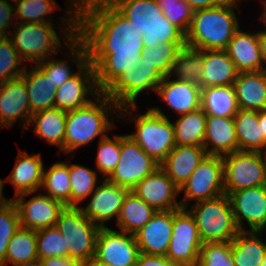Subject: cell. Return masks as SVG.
Masks as SVG:
<instances>
[{
    "instance_id": "6da1fadb",
    "label": "cell",
    "mask_w": 266,
    "mask_h": 266,
    "mask_svg": "<svg viewBox=\"0 0 266 266\" xmlns=\"http://www.w3.org/2000/svg\"><path fill=\"white\" fill-rule=\"evenodd\" d=\"M78 35L87 43L100 92L137 67L144 49L140 31L108 0H80Z\"/></svg>"
},
{
    "instance_id": "7a4b0ae2",
    "label": "cell",
    "mask_w": 266,
    "mask_h": 266,
    "mask_svg": "<svg viewBox=\"0 0 266 266\" xmlns=\"http://www.w3.org/2000/svg\"><path fill=\"white\" fill-rule=\"evenodd\" d=\"M65 5L66 13L57 28L54 23L16 22L8 38L24 62L35 65L58 55L78 35L80 0H66Z\"/></svg>"
},
{
    "instance_id": "3957f363",
    "label": "cell",
    "mask_w": 266,
    "mask_h": 266,
    "mask_svg": "<svg viewBox=\"0 0 266 266\" xmlns=\"http://www.w3.org/2000/svg\"><path fill=\"white\" fill-rule=\"evenodd\" d=\"M119 111L120 107L103 92L88 105L68 111L63 152L74 155L77 149L91 145L95 138L107 136V131L117 128L114 120L119 118Z\"/></svg>"
},
{
    "instance_id": "277c9868",
    "label": "cell",
    "mask_w": 266,
    "mask_h": 266,
    "mask_svg": "<svg viewBox=\"0 0 266 266\" xmlns=\"http://www.w3.org/2000/svg\"><path fill=\"white\" fill-rule=\"evenodd\" d=\"M137 110V104L120 107L118 121L135 122V132L127 135L160 165L176 146L173 123L159 106H150L142 114Z\"/></svg>"
},
{
    "instance_id": "5b68a950",
    "label": "cell",
    "mask_w": 266,
    "mask_h": 266,
    "mask_svg": "<svg viewBox=\"0 0 266 266\" xmlns=\"http://www.w3.org/2000/svg\"><path fill=\"white\" fill-rule=\"evenodd\" d=\"M238 5L240 3L195 10L185 35L186 46L197 50H225L240 28L235 13L240 11Z\"/></svg>"
},
{
    "instance_id": "8992f818",
    "label": "cell",
    "mask_w": 266,
    "mask_h": 266,
    "mask_svg": "<svg viewBox=\"0 0 266 266\" xmlns=\"http://www.w3.org/2000/svg\"><path fill=\"white\" fill-rule=\"evenodd\" d=\"M186 209L195 220L202 243L231 242L240 232L226 194L196 202Z\"/></svg>"
},
{
    "instance_id": "52a82bcc",
    "label": "cell",
    "mask_w": 266,
    "mask_h": 266,
    "mask_svg": "<svg viewBox=\"0 0 266 266\" xmlns=\"http://www.w3.org/2000/svg\"><path fill=\"white\" fill-rule=\"evenodd\" d=\"M55 226L65 238L68 257L89 263L94 259L100 227L87 218L79 207H67L60 212Z\"/></svg>"
},
{
    "instance_id": "ba28073f",
    "label": "cell",
    "mask_w": 266,
    "mask_h": 266,
    "mask_svg": "<svg viewBox=\"0 0 266 266\" xmlns=\"http://www.w3.org/2000/svg\"><path fill=\"white\" fill-rule=\"evenodd\" d=\"M224 194L266 185V162L262 152L234 151L222 156Z\"/></svg>"
},
{
    "instance_id": "9c48e42d",
    "label": "cell",
    "mask_w": 266,
    "mask_h": 266,
    "mask_svg": "<svg viewBox=\"0 0 266 266\" xmlns=\"http://www.w3.org/2000/svg\"><path fill=\"white\" fill-rule=\"evenodd\" d=\"M164 76L142 58L137 67L125 70L103 93L119 107L136 105L146 91L156 92Z\"/></svg>"
},
{
    "instance_id": "30bf717a",
    "label": "cell",
    "mask_w": 266,
    "mask_h": 266,
    "mask_svg": "<svg viewBox=\"0 0 266 266\" xmlns=\"http://www.w3.org/2000/svg\"><path fill=\"white\" fill-rule=\"evenodd\" d=\"M181 194V208L224 194L222 157L207 155L179 188Z\"/></svg>"
},
{
    "instance_id": "8fae6325",
    "label": "cell",
    "mask_w": 266,
    "mask_h": 266,
    "mask_svg": "<svg viewBox=\"0 0 266 266\" xmlns=\"http://www.w3.org/2000/svg\"><path fill=\"white\" fill-rule=\"evenodd\" d=\"M202 241L186 208L173 210V228L166 257L178 266H196Z\"/></svg>"
},
{
    "instance_id": "7c38bea8",
    "label": "cell",
    "mask_w": 266,
    "mask_h": 266,
    "mask_svg": "<svg viewBox=\"0 0 266 266\" xmlns=\"http://www.w3.org/2000/svg\"><path fill=\"white\" fill-rule=\"evenodd\" d=\"M160 165L127 134L121 135L120 159L107 180L130 191Z\"/></svg>"
},
{
    "instance_id": "4fadbf2b",
    "label": "cell",
    "mask_w": 266,
    "mask_h": 266,
    "mask_svg": "<svg viewBox=\"0 0 266 266\" xmlns=\"http://www.w3.org/2000/svg\"><path fill=\"white\" fill-rule=\"evenodd\" d=\"M140 254L134 234L114 228H100L94 261L107 266H135Z\"/></svg>"
},
{
    "instance_id": "5bb4252c",
    "label": "cell",
    "mask_w": 266,
    "mask_h": 266,
    "mask_svg": "<svg viewBox=\"0 0 266 266\" xmlns=\"http://www.w3.org/2000/svg\"><path fill=\"white\" fill-rule=\"evenodd\" d=\"M228 197L240 231L261 232L266 227V185L241 189Z\"/></svg>"
},
{
    "instance_id": "9a60e30c",
    "label": "cell",
    "mask_w": 266,
    "mask_h": 266,
    "mask_svg": "<svg viewBox=\"0 0 266 266\" xmlns=\"http://www.w3.org/2000/svg\"><path fill=\"white\" fill-rule=\"evenodd\" d=\"M101 92L96 85L95 68L88 60L55 94V108L73 111L88 105Z\"/></svg>"
},
{
    "instance_id": "2e32d148",
    "label": "cell",
    "mask_w": 266,
    "mask_h": 266,
    "mask_svg": "<svg viewBox=\"0 0 266 266\" xmlns=\"http://www.w3.org/2000/svg\"><path fill=\"white\" fill-rule=\"evenodd\" d=\"M35 193L37 194L38 191L11 198L17 206L20 226L35 231L55 226L58 216L65 206L44 193H39V195H35ZM28 195H33V197L27 200L25 197Z\"/></svg>"
},
{
    "instance_id": "e0dca14e",
    "label": "cell",
    "mask_w": 266,
    "mask_h": 266,
    "mask_svg": "<svg viewBox=\"0 0 266 266\" xmlns=\"http://www.w3.org/2000/svg\"><path fill=\"white\" fill-rule=\"evenodd\" d=\"M102 184V185H101ZM101 184L89 196L87 205L79 206L82 213L100 228H106L108 221L118 219L124 198L130 191L128 188L115 185L107 179L101 180ZM113 219V220H111Z\"/></svg>"
},
{
    "instance_id": "ac0fdd59",
    "label": "cell",
    "mask_w": 266,
    "mask_h": 266,
    "mask_svg": "<svg viewBox=\"0 0 266 266\" xmlns=\"http://www.w3.org/2000/svg\"><path fill=\"white\" fill-rule=\"evenodd\" d=\"M31 115L24 79L19 77L0 83V129L11 128L19 120L25 133Z\"/></svg>"
},
{
    "instance_id": "d6986e66",
    "label": "cell",
    "mask_w": 266,
    "mask_h": 266,
    "mask_svg": "<svg viewBox=\"0 0 266 266\" xmlns=\"http://www.w3.org/2000/svg\"><path fill=\"white\" fill-rule=\"evenodd\" d=\"M132 192L156 211L181 208L180 201L177 200L180 196L179 187L160 167L141 180Z\"/></svg>"
},
{
    "instance_id": "ffe728a7",
    "label": "cell",
    "mask_w": 266,
    "mask_h": 266,
    "mask_svg": "<svg viewBox=\"0 0 266 266\" xmlns=\"http://www.w3.org/2000/svg\"><path fill=\"white\" fill-rule=\"evenodd\" d=\"M172 228L173 210L156 211L150 221L134 233L140 253L166 256Z\"/></svg>"
},
{
    "instance_id": "44dd1931",
    "label": "cell",
    "mask_w": 266,
    "mask_h": 266,
    "mask_svg": "<svg viewBox=\"0 0 266 266\" xmlns=\"http://www.w3.org/2000/svg\"><path fill=\"white\" fill-rule=\"evenodd\" d=\"M155 94L159 95L162 102L178 114L177 116L200 108L201 87L193 83L178 81L169 75L163 78Z\"/></svg>"
},
{
    "instance_id": "7402d4cb",
    "label": "cell",
    "mask_w": 266,
    "mask_h": 266,
    "mask_svg": "<svg viewBox=\"0 0 266 266\" xmlns=\"http://www.w3.org/2000/svg\"><path fill=\"white\" fill-rule=\"evenodd\" d=\"M66 59H55L49 57L44 61L35 64L46 76L50 78L53 84L58 88L62 86L67 80H69L76 72L71 68L73 65L70 62H74L77 67L80 68L84 65L88 59V47L87 43L77 35L69 44L65 47ZM70 60V62H69ZM74 70V71H73Z\"/></svg>"
},
{
    "instance_id": "603a6c76",
    "label": "cell",
    "mask_w": 266,
    "mask_h": 266,
    "mask_svg": "<svg viewBox=\"0 0 266 266\" xmlns=\"http://www.w3.org/2000/svg\"><path fill=\"white\" fill-rule=\"evenodd\" d=\"M225 51L239 73L266 70L260 53L258 31L246 32L239 28Z\"/></svg>"
},
{
    "instance_id": "cb8c5ba5",
    "label": "cell",
    "mask_w": 266,
    "mask_h": 266,
    "mask_svg": "<svg viewBox=\"0 0 266 266\" xmlns=\"http://www.w3.org/2000/svg\"><path fill=\"white\" fill-rule=\"evenodd\" d=\"M14 168L4 180L15 188V197L24 193L39 192L42 184L44 163L41 154H29L19 150Z\"/></svg>"
},
{
    "instance_id": "d4e9b609",
    "label": "cell",
    "mask_w": 266,
    "mask_h": 266,
    "mask_svg": "<svg viewBox=\"0 0 266 266\" xmlns=\"http://www.w3.org/2000/svg\"><path fill=\"white\" fill-rule=\"evenodd\" d=\"M207 155L204 147L176 145L160 168L180 188Z\"/></svg>"
},
{
    "instance_id": "484cf974",
    "label": "cell",
    "mask_w": 266,
    "mask_h": 266,
    "mask_svg": "<svg viewBox=\"0 0 266 266\" xmlns=\"http://www.w3.org/2000/svg\"><path fill=\"white\" fill-rule=\"evenodd\" d=\"M203 147L208 155L221 157L238 151L234 118L207 115Z\"/></svg>"
},
{
    "instance_id": "4316f807",
    "label": "cell",
    "mask_w": 266,
    "mask_h": 266,
    "mask_svg": "<svg viewBox=\"0 0 266 266\" xmlns=\"http://www.w3.org/2000/svg\"><path fill=\"white\" fill-rule=\"evenodd\" d=\"M233 85L239 109L266 110V70L240 72Z\"/></svg>"
},
{
    "instance_id": "83f0119b",
    "label": "cell",
    "mask_w": 266,
    "mask_h": 266,
    "mask_svg": "<svg viewBox=\"0 0 266 266\" xmlns=\"http://www.w3.org/2000/svg\"><path fill=\"white\" fill-rule=\"evenodd\" d=\"M238 73L225 50H203L201 88L233 85Z\"/></svg>"
},
{
    "instance_id": "f1b7e54d",
    "label": "cell",
    "mask_w": 266,
    "mask_h": 266,
    "mask_svg": "<svg viewBox=\"0 0 266 266\" xmlns=\"http://www.w3.org/2000/svg\"><path fill=\"white\" fill-rule=\"evenodd\" d=\"M66 118L67 112L55 107L38 111L31 115L28 128L33 129L34 135L48 145L57 146L63 152Z\"/></svg>"
},
{
    "instance_id": "f546056e",
    "label": "cell",
    "mask_w": 266,
    "mask_h": 266,
    "mask_svg": "<svg viewBox=\"0 0 266 266\" xmlns=\"http://www.w3.org/2000/svg\"><path fill=\"white\" fill-rule=\"evenodd\" d=\"M27 67L28 65L21 77L25 81L30 113L34 114L38 111L54 108L57 87L36 65H30L31 70L29 71Z\"/></svg>"
},
{
    "instance_id": "4dcf8cb0",
    "label": "cell",
    "mask_w": 266,
    "mask_h": 266,
    "mask_svg": "<svg viewBox=\"0 0 266 266\" xmlns=\"http://www.w3.org/2000/svg\"><path fill=\"white\" fill-rule=\"evenodd\" d=\"M144 37L163 15L156 0H108Z\"/></svg>"
},
{
    "instance_id": "1f68e13d",
    "label": "cell",
    "mask_w": 266,
    "mask_h": 266,
    "mask_svg": "<svg viewBox=\"0 0 266 266\" xmlns=\"http://www.w3.org/2000/svg\"><path fill=\"white\" fill-rule=\"evenodd\" d=\"M263 232L240 231L231 241L235 266H259L266 257V239Z\"/></svg>"
},
{
    "instance_id": "d6a6232c",
    "label": "cell",
    "mask_w": 266,
    "mask_h": 266,
    "mask_svg": "<svg viewBox=\"0 0 266 266\" xmlns=\"http://www.w3.org/2000/svg\"><path fill=\"white\" fill-rule=\"evenodd\" d=\"M200 108L206 115L234 117L240 110L234 85L201 88Z\"/></svg>"
},
{
    "instance_id": "836d02e7",
    "label": "cell",
    "mask_w": 266,
    "mask_h": 266,
    "mask_svg": "<svg viewBox=\"0 0 266 266\" xmlns=\"http://www.w3.org/2000/svg\"><path fill=\"white\" fill-rule=\"evenodd\" d=\"M234 118L239 151L263 152L266 141L258 123V112L239 110Z\"/></svg>"
},
{
    "instance_id": "e575fe53",
    "label": "cell",
    "mask_w": 266,
    "mask_h": 266,
    "mask_svg": "<svg viewBox=\"0 0 266 266\" xmlns=\"http://www.w3.org/2000/svg\"><path fill=\"white\" fill-rule=\"evenodd\" d=\"M156 210L148 205L143 199L132 191H129L124 198L116 227L119 231L134 234L146 225Z\"/></svg>"
},
{
    "instance_id": "d590c367",
    "label": "cell",
    "mask_w": 266,
    "mask_h": 266,
    "mask_svg": "<svg viewBox=\"0 0 266 266\" xmlns=\"http://www.w3.org/2000/svg\"><path fill=\"white\" fill-rule=\"evenodd\" d=\"M207 115L201 108L180 115L173 121L175 143L183 146H204Z\"/></svg>"
},
{
    "instance_id": "8d00e7d4",
    "label": "cell",
    "mask_w": 266,
    "mask_h": 266,
    "mask_svg": "<svg viewBox=\"0 0 266 266\" xmlns=\"http://www.w3.org/2000/svg\"><path fill=\"white\" fill-rule=\"evenodd\" d=\"M40 189L46 195L60 201L64 206L71 207V183L68 161L55 162L48 169L44 167Z\"/></svg>"
},
{
    "instance_id": "74e56055",
    "label": "cell",
    "mask_w": 266,
    "mask_h": 266,
    "mask_svg": "<svg viewBox=\"0 0 266 266\" xmlns=\"http://www.w3.org/2000/svg\"><path fill=\"white\" fill-rule=\"evenodd\" d=\"M36 244V231L19 226L8 243L4 266H21L38 260Z\"/></svg>"
},
{
    "instance_id": "f35d334b",
    "label": "cell",
    "mask_w": 266,
    "mask_h": 266,
    "mask_svg": "<svg viewBox=\"0 0 266 266\" xmlns=\"http://www.w3.org/2000/svg\"><path fill=\"white\" fill-rule=\"evenodd\" d=\"M202 70L203 50L185 46L177 53L169 76L201 87Z\"/></svg>"
},
{
    "instance_id": "ab89813d",
    "label": "cell",
    "mask_w": 266,
    "mask_h": 266,
    "mask_svg": "<svg viewBox=\"0 0 266 266\" xmlns=\"http://www.w3.org/2000/svg\"><path fill=\"white\" fill-rule=\"evenodd\" d=\"M69 156L71 207H79L82 205L83 200L88 198L95 191L98 183L101 182L103 178L99 179V175L95 170L78 163H71V158H73V155Z\"/></svg>"
},
{
    "instance_id": "60d3db41",
    "label": "cell",
    "mask_w": 266,
    "mask_h": 266,
    "mask_svg": "<svg viewBox=\"0 0 266 266\" xmlns=\"http://www.w3.org/2000/svg\"><path fill=\"white\" fill-rule=\"evenodd\" d=\"M59 8L61 6L56 0H21L14 4L15 18L19 23H54L53 12Z\"/></svg>"
},
{
    "instance_id": "b9f144b4",
    "label": "cell",
    "mask_w": 266,
    "mask_h": 266,
    "mask_svg": "<svg viewBox=\"0 0 266 266\" xmlns=\"http://www.w3.org/2000/svg\"><path fill=\"white\" fill-rule=\"evenodd\" d=\"M185 46L186 42L158 43L155 47L144 48L141 58L166 77L171 72L177 53Z\"/></svg>"
},
{
    "instance_id": "7bdbcfd3",
    "label": "cell",
    "mask_w": 266,
    "mask_h": 266,
    "mask_svg": "<svg viewBox=\"0 0 266 266\" xmlns=\"http://www.w3.org/2000/svg\"><path fill=\"white\" fill-rule=\"evenodd\" d=\"M113 139L107 135L98 141L96 156V169L102 178L107 179L114 171L120 159L121 152V134H114Z\"/></svg>"
},
{
    "instance_id": "ee69618b",
    "label": "cell",
    "mask_w": 266,
    "mask_h": 266,
    "mask_svg": "<svg viewBox=\"0 0 266 266\" xmlns=\"http://www.w3.org/2000/svg\"><path fill=\"white\" fill-rule=\"evenodd\" d=\"M37 254L39 259L50 257H68L64 235L56 226L36 230Z\"/></svg>"
},
{
    "instance_id": "f6af8a7d",
    "label": "cell",
    "mask_w": 266,
    "mask_h": 266,
    "mask_svg": "<svg viewBox=\"0 0 266 266\" xmlns=\"http://www.w3.org/2000/svg\"><path fill=\"white\" fill-rule=\"evenodd\" d=\"M27 64L14 48L12 41L5 37L0 43V83L21 77Z\"/></svg>"
},
{
    "instance_id": "bcb514c9",
    "label": "cell",
    "mask_w": 266,
    "mask_h": 266,
    "mask_svg": "<svg viewBox=\"0 0 266 266\" xmlns=\"http://www.w3.org/2000/svg\"><path fill=\"white\" fill-rule=\"evenodd\" d=\"M165 17L184 35L192 22L194 10L186 0H156Z\"/></svg>"
},
{
    "instance_id": "7dc6e473",
    "label": "cell",
    "mask_w": 266,
    "mask_h": 266,
    "mask_svg": "<svg viewBox=\"0 0 266 266\" xmlns=\"http://www.w3.org/2000/svg\"><path fill=\"white\" fill-rule=\"evenodd\" d=\"M166 42H185V35L163 14L144 35L143 44L144 48H149Z\"/></svg>"
},
{
    "instance_id": "c3c4849f",
    "label": "cell",
    "mask_w": 266,
    "mask_h": 266,
    "mask_svg": "<svg viewBox=\"0 0 266 266\" xmlns=\"http://www.w3.org/2000/svg\"><path fill=\"white\" fill-rule=\"evenodd\" d=\"M196 266H235L231 242L202 243Z\"/></svg>"
},
{
    "instance_id": "681fc988",
    "label": "cell",
    "mask_w": 266,
    "mask_h": 266,
    "mask_svg": "<svg viewBox=\"0 0 266 266\" xmlns=\"http://www.w3.org/2000/svg\"><path fill=\"white\" fill-rule=\"evenodd\" d=\"M20 226L19 213L13 201L0 207V266H4L7 246Z\"/></svg>"
},
{
    "instance_id": "f907efd6",
    "label": "cell",
    "mask_w": 266,
    "mask_h": 266,
    "mask_svg": "<svg viewBox=\"0 0 266 266\" xmlns=\"http://www.w3.org/2000/svg\"><path fill=\"white\" fill-rule=\"evenodd\" d=\"M13 19H16L14 4L8 3L6 0H0V34L8 37L11 33L10 28H14L16 25V22L15 24L12 23Z\"/></svg>"
},
{
    "instance_id": "816d5d0a",
    "label": "cell",
    "mask_w": 266,
    "mask_h": 266,
    "mask_svg": "<svg viewBox=\"0 0 266 266\" xmlns=\"http://www.w3.org/2000/svg\"><path fill=\"white\" fill-rule=\"evenodd\" d=\"M135 266H178L166 256L140 253Z\"/></svg>"
},
{
    "instance_id": "f5cc1de1",
    "label": "cell",
    "mask_w": 266,
    "mask_h": 266,
    "mask_svg": "<svg viewBox=\"0 0 266 266\" xmlns=\"http://www.w3.org/2000/svg\"><path fill=\"white\" fill-rule=\"evenodd\" d=\"M39 260L42 266H85L81 260L69 257H50Z\"/></svg>"
},
{
    "instance_id": "db71d44e",
    "label": "cell",
    "mask_w": 266,
    "mask_h": 266,
    "mask_svg": "<svg viewBox=\"0 0 266 266\" xmlns=\"http://www.w3.org/2000/svg\"><path fill=\"white\" fill-rule=\"evenodd\" d=\"M191 8L195 10L211 8L232 3H242L240 0H186Z\"/></svg>"
},
{
    "instance_id": "11a10c76",
    "label": "cell",
    "mask_w": 266,
    "mask_h": 266,
    "mask_svg": "<svg viewBox=\"0 0 266 266\" xmlns=\"http://www.w3.org/2000/svg\"><path fill=\"white\" fill-rule=\"evenodd\" d=\"M263 26L266 27V23L263 22ZM258 42H259V47H260V53L262 60L265 64L266 67V28L262 30H258Z\"/></svg>"
},
{
    "instance_id": "9f6ffc18",
    "label": "cell",
    "mask_w": 266,
    "mask_h": 266,
    "mask_svg": "<svg viewBox=\"0 0 266 266\" xmlns=\"http://www.w3.org/2000/svg\"><path fill=\"white\" fill-rule=\"evenodd\" d=\"M258 123L262 129L263 138L266 141V110L258 111Z\"/></svg>"
},
{
    "instance_id": "6f0895ef",
    "label": "cell",
    "mask_w": 266,
    "mask_h": 266,
    "mask_svg": "<svg viewBox=\"0 0 266 266\" xmlns=\"http://www.w3.org/2000/svg\"><path fill=\"white\" fill-rule=\"evenodd\" d=\"M4 186H5V180H2L0 178V207H3L5 205H7L10 201H12V199H8L3 195V190H4Z\"/></svg>"
},
{
    "instance_id": "680465c9",
    "label": "cell",
    "mask_w": 266,
    "mask_h": 266,
    "mask_svg": "<svg viewBox=\"0 0 266 266\" xmlns=\"http://www.w3.org/2000/svg\"><path fill=\"white\" fill-rule=\"evenodd\" d=\"M261 5H262L263 10H262L261 16L259 18H260L261 22L266 23V0H262Z\"/></svg>"
},
{
    "instance_id": "91938a15",
    "label": "cell",
    "mask_w": 266,
    "mask_h": 266,
    "mask_svg": "<svg viewBox=\"0 0 266 266\" xmlns=\"http://www.w3.org/2000/svg\"><path fill=\"white\" fill-rule=\"evenodd\" d=\"M21 266H42L40 260H36V261H33V262H30L28 264H24V265H21Z\"/></svg>"
},
{
    "instance_id": "94428289",
    "label": "cell",
    "mask_w": 266,
    "mask_h": 266,
    "mask_svg": "<svg viewBox=\"0 0 266 266\" xmlns=\"http://www.w3.org/2000/svg\"><path fill=\"white\" fill-rule=\"evenodd\" d=\"M85 266H107V265L99 264L95 262L94 260H91L89 263H86Z\"/></svg>"
},
{
    "instance_id": "6125c7cd",
    "label": "cell",
    "mask_w": 266,
    "mask_h": 266,
    "mask_svg": "<svg viewBox=\"0 0 266 266\" xmlns=\"http://www.w3.org/2000/svg\"><path fill=\"white\" fill-rule=\"evenodd\" d=\"M8 3H11L13 2V4H16L18 2H20L21 0H6Z\"/></svg>"
},
{
    "instance_id": "be15d7a7",
    "label": "cell",
    "mask_w": 266,
    "mask_h": 266,
    "mask_svg": "<svg viewBox=\"0 0 266 266\" xmlns=\"http://www.w3.org/2000/svg\"><path fill=\"white\" fill-rule=\"evenodd\" d=\"M259 266H266V257L264 258V260L262 261V263Z\"/></svg>"
},
{
    "instance_id": "e7e4bbea",
    "label": "cell",
    "mask_w": 266,
    "mask_h": 266,
    "mask_svg": "<svg viewBox=\"0 0 266 266\" xmlns=\"http://www.w3.org/2000/svg\"><path fill=\"white\" fill-rule=\"evenodd\" d=\"M262 153H263V156H264V159H265V162H266V148H265V150Z\"/></svg>"
},
{
    "instance_id": "03108f58",
    "label": "cell",
    "mask_w": 266,
    "mask_h": 266,
    "mask_svg": "<svg viewBox=\"0 0 266 266\" xmlns=\"http://www.w3.org/2000/svg\"><path fill=\"white\" fill-rule=\"evenodd\" d=\"M5 37H6V36L0 34V43H1V41H2Z\"/></svg>"
},
{
    "instance_id": "003e7915",
    "label": "cell",
    "mask_w": 266,
    "mask_h": 266,
    "mask_svg": "<svg viewBox=\"0 0 266 266\" xmlns=\"http://www.w3.org/2000/svg\"><path fill=\"white\" fill-rule=\"evenodd\" d=\"M261 232H264L266 234V227L261 231ZM266 236V235H265Z\"/></svg>"
}]
</instances>
